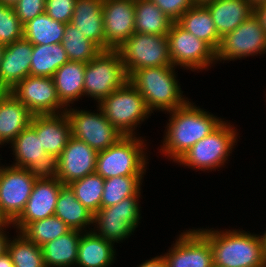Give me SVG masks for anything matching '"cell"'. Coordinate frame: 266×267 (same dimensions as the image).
I'll list each match as a JSON object with an SVG mask.
<instances>
[{"label":"cell","mask_w":266,"mask_h":267,"mask_svg":"<svg viewBox=\"0 0 266 267\" xmlns=\"http://www.w3.org/2000/svg\"><path fill=\"white\" fill-rule=\"evenodd\" d=\"M168 113L169 123L165 127L160 153L175 163L195 143L208 136L224 121L189 100Z\"/></svg>","instance_id":"cell-1"},{"label":"cell","mask_w":266,"mask_h":267,"mask_svg":"<svg viewBox=\"0 0 266 267\" xmlns=\"http://www.w3.org/2000/svg\"><path fill=\"white\" fill-rule=\"evenodd\" d=\"M196 229L210 242L215 266L266 267V254L260 234L242 229Z\"/></svg>","instance_id":"cell-2"},{"label":"cell","mask_w":266,"mask_h":267,"mask_svg":"<svg viewBox=\"0 0 266 267\" xmlns=\"http://www.w3.org/2000/svg\"><path fill=\"white\" fill-rule=\"evenodd\" d=\"M174 66H160L134 70L128 81L140 92L151 113H165L183 106L184 97Z\"/></svg>","instance_id":"cell-3"},{"label":"cell","mask_w":266,"mask_h":267,"mask_svg":"<svg viewBox=\"0 0 266 267\" xmlns=\"http://www.w3.org/2000/svg\"><path fill=\"white\" fill-rule=\"evenodd\" d=\"M146 141L140 136H124L106 150L98 151L95 172L104 179L144 176L149 163Z\"/></svg>","instance_id":"cell-4"},{"label":"cell","mask_w":266,"mask_h":267,"mask_svg":"<svg viewBox=\"0 0 266 267\" xmlns=\"http://www.w3.org/2000/svg\"><path fill=\"white\" fill-rule=\"evenodd\" d=\"M233 126L227 120L223 121L208 136L195 143L176 163L198 171H216L224 167L239 137L237 128Z\"/></svg>","instance_id":"cell-5"},{"label":"cell","mask_w":266,"mask_h":267,"mask_svg":"<svg viewBox=\"0 0 266 267\" xmlns=\"http://www.w3.org/2000/svg\"><path fill=\"white\" fill-rule=\"evenodd\" d=\"M98 106L123 136H137L139 132L136 128L152 114L140 92L129 81L104 98Z\"/></svg>","instance_id":"cell-6"},{"label":"cell","mask_w":266,"mask_h":267,"mask_svg":"<svg viewBox=\"0 0 266 267\" xmlns=\"http://www.w3.org/2000/svg\"><path fill=\"white\" fill-rule=\"evenodd\" d=\"M128 81L121 56L117 50H102L86 63L84 74V96L94 98L99 104L113 91Z\"/></svg>","instance_id":"cell-7"},{"label":"cell","mask_w":266,"mask_h":267,"mask_svg":"<svg viewBox=\"0 0 266 267\" xmlns=\"http://www.w3.org/2000/svg\"><path fill=\"white\" fill-rule=\"evenodd\" d=\"M140 195H133L119 203L100 208L94 214L92 231L107 241L120 243L128 239L140 224Z\"/></svg>","instance_id":"cell-8"},{"label":"cell","mask_w":266,"mask_h":267,"mask_svg":"<svg viewBox=\"0 0 266 267\" xmlns=\"http://www.w3.org/2000/svg\"><path fill=\"white\" fill-rule=\"evenodd\" d=\"M117 51L128 76L142 68L173 66L166 36L135 32Z\"/></svg>","instance_id":"cell-9"},{"label":"cell","mask_w":266,"mask_h":267,"mask_svg":"<svg viewBox=\"0 0 266 267\" xmlns=\"http://www.w3.org/2000/svg\"><path fill=\"white\" fill-rule=\"evenodd\" d=\"M171 63L183 70L202 71L216 64V52L174 22L166 35ZM213 64V65H212Z\"/></svg>","instance_id":"cell-10"},{"label":"cell","mask_w":266,"mask_h":267,"mask_svg":"<svg viewBox=\"0 0 266 267\" xmlns=\"http://www.w3.org/2000/svg\"><path fill=\"white\" fill-rule=\"evenodd\" d=\"M97 112L67 107L71 136L85 142L97 152L106 150L124 137L104 116L97 105Z\"/></svg>","instance_id":"cell-11"},{"label":"cell","mask_w":266,"mask_h":267,"mask_svg":"<svg viewBox=\"0 0 266 267\" xmlns=\"http://www.w3.org/2000/svg\"><path fill=\"white\" fill-rule=\"evenodd\" d=\"M10 145L16 161L13 166L26 168L37 179L57 177L58 157L44 151L40 137L30 124Z\"/></svg>","instance_id":"cell-12"},{"label":"cell","mask_w":266,"mask_h":267,"mask_svg":"<svg viewBox=\"0 0 266 267\" xmlns=\"http://www.w3.org/2000/svg\"><path fill=\"white\" fill-rule=\"evenodd\" d=\"M266 53V31L252 14L239 27L221 39L216 62L240 60Z\"/></svg>","instance_id":"cell-13"},{"label":"cell","mask_w":266,"mask_h":267,"mask_svg":"<svg viewBox=\"0 0 266 267\" xmlns=\"http://www.w3.org/2000/svg\"><path fill=\"white\" fill-rule=\"evenodd\" d=\"M37 180L26 168L5 166L0 172V207L13 223L23 212Z\"/></svg>","instance_id":"cell-14"},{"label":"cell","mask_w":266,"mask_h":267,"mask_svg":"<svg viewBox=\"0 0 266 267\" xmlns=\"http://www.w3.org/2000/svg\"><path fill=\"white\" fill-rule=\"evenodd\" d=\"M33 114H57L66 111L60 102L52 77L28 75L10 91Z\"/></svg>","instance_id":"cell-15"},{"label":"cell","mask_w":266,"mask_h":267,"mask_svg":"<svg viewBox=\"0 0 266 267\" xmlns=\"http://www.w3.org/2000/svg\"><path fill=\"white\" fill-rule=\"evenodd\" d=\"M167 267H212L210 242L195 228L183 231L162 255Z\"/></svg>","instance_id":"cell-16"},{"label":"cell","mask_w":266,"mask_h":267,"mask_svg":"<svg viewBox=\"0 0 266 267\" xmlns=\"http://www.w3.org/2000/svg\"><path fill=\"white\" fill-rule=\"evenodd\" d=\"M135 0H104V50H117L135 33Z\"/></svg>","instance_id":"cell-17"},{"label":"cell","mask_w":266,"mask_h":267,"mask_svg":"<svg viewBox=\"0 0 266 267\" xmlns=\"http://www.w3.org/2000/svg\"><path fill=\"white\" fill-rule=\"evenodd\" d=\"M63 185L57 177L37 179L23 212L13 222L15 232H21L30 222L54 215Z\"/></svg>","instance_id":"cell-18"},{"label":"cell","mask_w":266,"mask_h":267,"mask_svg":"<svg viewBox=\"0 0 266 267\" xmlns=\"http://www.w3.org/2000/svg\"><path fill=\"white\" fill-rule=\"evenodd\" d=\"M98 152L85 142L71 136L58 157L57 178L62 184L81 179L95 173Z\"/></svg>","instance_id":"cell-19"},{"label":"cell","mask_w":266,"mask_h":267,"mask_svg":"<svg viewBox=\"0 0 266 267\" xmlns=\"http://www.w3.org/2000/svg\"><path fill=\"white\" fill-rule=\"evenodd\" d=\"M33 45L22 38L6 45L0 63V91H11L30 75Z\"/></svg>","instance_id":"cell-20"},{"label":"cell","mask_w":266,"mask_h":267,"mask_svg":"<svg viewBox=\"0 0 266 267\" xmlns=\"http://www.w3.org/2000/svg\"><path fill=\"white\" fill-rule=\"evenodd\" d=\"M30 125L40 137L44 151L59 157L71 137L70 122L66 113L36 114L32 116Z\"/></svg>","instance_id":"cell-21"},{"label":"cell","mask_w":266,"mask_h":267,"mask_svg":"<svg viewBox=\"0 0 266 267\" xmlns=\"http://www.w3.org/2000/svg\"><path fill=\"white\" fill-rule=\"evenodd\" d=\"M32 116L10 91H0V145L10 144L30 124Z\"/></svg>","instance_id":"cell-22"},{"label":"cell","mask_w":266,"mask_h":267,"mask_svg":"<svg viewBox=\"0 0 266 267\" xmlns=\"http://www.w3.org/2000/svg\"><path fill=\"white\" fill-rule=\"evenodd\" d=\"M104 0H76L71 23L83 37L104 50Z\"/></svg>","instance_id":"cell-23"},{"label":"cell","mask_w":266,"mask_h":267,"mask_svg":"<svg viewBox=\"0 0 266 267\" xmlns=\"http://www.w3.org/2000/svg\"><path fill=\"white\" fill-rule=\"evenodd\" d=\"M211 13L219 36L222 38L239 27L254 14L248 0H215L205 4Z\"/></svg>","instance_id":"cell-24"},{"label":"cell","mask_w":266,"mask_h":267,"mask_svg":"<svg viewBox=\"0 0 266 267\" xmlns=\"http://www.w3.org/2000/svg\"><path fill=\"white\" fill-rule=\"evenodd\" d=\"M114 245L93 231L83 232L78 244L76 267H110L116 260Z\"/></svg>","instance_id":"cell-25"},{"label":"cell","mask_w":266,"mask_h":267,"mask_svg":"<svg viewBox=\"0 0 266 267\" xmlns=\"http://www.w3.org/2000/svg\"><path fill=\"white\" fill-rule=\"evenodd\" d=\"M86 63L69 61L52 76L60 102L67 108L84 97V74Z\"/></svg>","instance_id":"cell-26"},{"label":"cell","mask_w":266,"mask_h":267,"mask_svg":"<svg viewBox=\"0 0 266 267\" xmlns=\"http://www.w3.org/2000/svg\"><path fill=\"white\" fill-rule=\"evenodd\" d=\"M54 215L65 222L71 230L92 231L94 214L76 199L69 185L61 187Z\"/></svg>","instance_id":"cell-27"},{"label":"cell","mask_w":266,"mask_h":267,"mask_svg":"<svg viewBox=\"0 0 266 267\" xmlns=\"http://www.w3.org/2000/svg\"><path fill=\"white\" fill-rule=\"evenodd\" d=\"M176 22L217 52L222 38L219 36L211 13L205 5H193Z\"/></svg>","instance_id":"cell-28"},{"label":"cell","mask_w":266,"mask_h":267,"mask_svg":"<svg viewBox=\"0 0 266 267\" xmlns=\"http://www.w3.org/2000/svg\"><path fill=\"white\" fill-rule=\"evenodd\" d=\"M82 233L70 230L65 235L41 246L45 267H75Z\"/></svg>","instance_id":"cell-29"},{"label":"cell","mask_w":266,"mask_h":267,"mask_svg":"<svg viewBox=\"0 0 266 267\" xmlns=\"http://www.w3.org/2000/svg\"><path fill=\"white\" fill-rule=\"evenodd\" d=\"M135 32L166 36L174 23L152 0H135Z\"/></svg>","instance_id":"cell-30"},{"label":"cell","mask_w":266,"mask_h":267,"mask_svg":"<svg viewBox=\"0 0 266 267\" xmlns=\"http://www.w3.org/2000/svg\"><path fill=\"white\" fill-rule=\"evenodd\" d=\"M23 26V38L32 45H51L62 43L66 24L52 19L44 12Z\"/></svg>","instance_id":"cell-31"},{"label":"cell","mask_w":266,"mask_h":267,"mask_svg":"<svg viewBox=\"0 0 266 267\" xmlns=\"http://www.w3.org/2000/svg\"><path fill=\"white\" fill-rule=\"evenodd\" d=\"M30 75L52 77L55 71L69 62L62 43L51 45H33Z\"/></svg>","instance_id":"cell-32"},{"label":"cell","mask_w":266,"mask_h":267,"mask_svg":"<svg viewBox=\"0 0 266 267\" xmlns=\"http://www.w3.org/2000/svg\"><path fill=\"white\" fill-rule=\"evenodd\" d=\"M143 178L144 176H115L104 179L101 208L113 206L133 195H141Z\"/></svg>","instance_id":"cell-33"},{"label":"cell","mask_w":266,"mask_h":267,"mask_svg":"<svg viewBox=\"0 0 266 267\" xmlns=\"http://www.w3.org/2000/svg\"><path fill=\"white\" fill-rule=\"evenodd\" d=\"M62 46L67 52L69 61L75 62L88 63L102 51L94 42L83 37L71 22L66 24Z\"/></svg>","instance_id":"cell-34"},{"label":"cell","mask_w":266,"mask_h":267,"mask_svg":"<svg viewBox=\"0 0 266 267\" xmlns=\"http://www.w3.org/2000/svg\"><path fill=\"white\" fill-rule=\"evenodd\" d=\"M71 229L56 215L30 222L20 233L39 247L65 235Z\"/></svg>","instance_id":"cell-35"},{"label":"cell","mask_w":266,"mask_h":267,"mask_svg":"<svg viewBox=\"0 0 266 267\" xmlns=\"http://www.w3.org/2000/svg\"><path fill=\"white\" fill-rule=\"evenodd\" d=\"M10 238L7 252L10 254L14 267H45L42 249L29 241L22 233Z\"/></svg>","instance_id":"cell-36"},{"label":"cell","mask_w":266,"mask_h":267,"mask_svg":"<svg viewBox=\"0 0 266 267\" xmlns=\"http://www.w3.org/2000/svg\"><path fill=\"white\" fill-rule=\"evenodd\" d=\"M84 207L95 214L101 208L104 178L95 173L68 184Z\"/></svg>","instance_id":"cell-37"},{"label":"cell","mask_w":266,"mask_h":267,"mask_svg":"<svg viewBox=\"0 0 266 267\" xmlns=\"http://www.w3.org/2000/svg\"><path fill=\"white\" fill-rule=\"evenodd\" d=\"M23 27L14 8L0 4V44L6 46L22 39Z\"/></svg>","instance_id":"cell-38"},{"label":"cell","mask_w":266,"mask_h":267,"mask_svg":"<svg viewBox=\"0 0 266 267\" xmlns=\"http://www.w3.org/2000/svg\"><path fill=\"white\" fill-rule=\"evenodd\" d=\"M76 0H46L45 13L56 21L68 24L72 20Z\"/></svg>","instance_id":"cell-39"},{"label":"cell","mask_w":266,"mask_h":267,"mask_svg":"<svg viewBox=\"0 0 266 267\" xmlns=\"http://www.w3.org/2000/svg\"><path fill=\"white\" fill-rule=\"evenodd\" d=\"M45 3L46 0H19L13 8L19 20L24 25L45 12Z\"/></svg>","instance_id":"cell-40"},{"label":"cell","mask_w":266,"mask_h":267,"mask_svg":"<svg viewBox=\"0 0 266 267\" xmlns=\"http://www.w3.org/2000/svg\"><path fill=\"white\" fill-rule=\"evenodd\" d=\"M164 14L176 22L194 4L191 0H152Z\"/></svg>","instance_id":"cell-41"},{"label":"cell","mask_w":266,"mask_h":267,"mask_svg":"<svg viewBox=\"0 0 266 267\" xmlns=\"http://www.w3.org/2000/svg\"><path fill=\"white\" fill-rule=\"evenodd\" d=\"M137 267H167L166 263L163 259V256H156L149 260H146L145 262L141 263Z\"/></svg>","instance_id":"cell-42"},{"label":"cell","mask_w":266,"mask_h":267,"mask_svg":"<svg viewBox=\"0 0 266 267\" xmlns=\"http://www.w3.org/2000/svg\"><path fill=\"white\" fill-rule=\"evenodd\" d=\"M254 14L259 19L263 29L266 31V4L256 6L254 8Z\"/></svg>","instance_id":"cell-43"},{"label":"cell","mask_w":266,"mask_h":267,"mask_svg":"<svg viewBox=\"0 0 266 267\" xmlns=\"http://www.w3.org/2000/svg\"><path fill=\"white\" fill-rule=\"evenodd\" d=\"M6 228L9 227H0V256H2L5 252H7V245L9 241V237L7 236Z\"/></svg>","instance_id":"cell-44"},{"label":"cell","mask_w":266,"mask_h":267,"mask_svg":"<svg viewBox=\"0 0 266 267\" xmlns=\"http://www.w3.org/2000/svg\"><path fill=\"white\" fill-rule=\"evenodd\" d=\"M0 267H14L11 256L8 252H5L0 256Z\"/></svg>","instance_id":"cell-45"},{"label":"cell","mask_w":266,"mask_h":267,"mask_svg":"<svg viewBox=\"0 0 266 267\" xmlns=\"http://www.w3.org/2000/svg\"><path fill=\"white\" fill-rule=\"evenodd\" d=\"M0 227H13V223L6 217L0 207Z\"/></svg>","instance_id":"cell-46"},{"label":"cell","mask_w":266,"mask_h":267,"mask_svg":"<svg viewBox=\"0 0 266 267\" xmlns=\"http://www.w3.org/2000/svg\"><path fill=\"white\" fill-rule=\"evenodd\" d=\"M19 2V0H0L1 5L11 6L13 7Z\"/></svg>","instance_id":"cell-47"},{"label":"cell","mask_w":266,"mask_h":267,"mask_svg":"<svg viewBox=\"0 0 266 267\" xmlns=\"http://www.w3.org/2000/svg\"><path fill=\"white\" fill-rule=\"evenodd\" d=\"M248 2L252 5L253 8L262 4H266V0H248Z\"/></svg>","instance_id":"cell-48"},{"label":"cell","mask_w":266,"mask_h":267,"mask_svg":"<svg viewBox=\"0 0 266 267\" xmlns=\"http://www.w3.org/2000/svg\"><path fill=\"white\" fill-rule=\"evenodd\" d=\"M211 1H215V0H191V2L194 5H205V4H207L208 2H211Z\"/></svg>","instance_id":"cell-49"},{"label":"cell","mask_w":266,"mask_h":267,"mask_svg":"<svg viewBox=\"0 0 266 267\" xmlns=\"http://www.w3.org/2000/svg\"><path fill=\"white\" fill-rule=\"evenodd\" d=\"M260 236L262 238L263 247H264V251H265V254H266V230H265L264 234L263 235L261 234Z\"/></svg>","instance_id":"cell-50"},{"label":"cell","mask_w":266,"mask_h":267,"mask_svg":"<svg viewBox=\"0 0 266 267\" xmlns=\"http://www.w3.org/2000/svg\"><path fill=\"white\" fill-rule=\"evenodd\" d=\"M4 49H5V46L0 44V63H1V60H2Z\"/></svg>","instance_id":"cell-51"},{"label":"cell","mask_w":266,"mask_h":267,"mask_svg":"<svg viewBox=\"0 0 266 267\" xmlns=\"http://www.w3.org/2000/svg\"><path fill=\"white\" fill-rule=\"evenodd\" d=\"M0 160H1V158H0ZM3 167H4V165L1 166V164H0V172H1V170H2Z\"/></svg>","instance_id":"cell-52"}]
</instances>
